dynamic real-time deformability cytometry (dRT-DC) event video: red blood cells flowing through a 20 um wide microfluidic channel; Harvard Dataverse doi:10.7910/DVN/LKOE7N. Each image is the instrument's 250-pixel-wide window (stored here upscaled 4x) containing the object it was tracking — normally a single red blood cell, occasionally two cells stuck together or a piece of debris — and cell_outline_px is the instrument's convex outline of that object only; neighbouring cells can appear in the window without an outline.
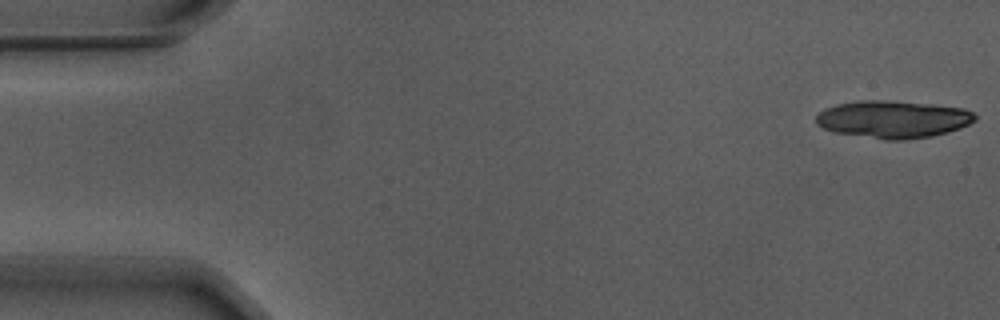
{"species": "Egyptian fruit bat (a non-hibernating species)", "species_latin": "Rousettus aegyptiacus", "temperature_condition": "warm", "stored_images_in_passage": 18, "camera_frame_rate_fps": 3000, "um_per_image_px": 0.085, "animal": {"sex": "male"}, "frame": {"image": 1, "passage_image": 1, "time_ms": 0.0, "image_size_px": [1000, 320], "cell_outline_px": [[976, 120], [960, 128], [948, 132], [932, 136], [904, 140], [888, 140], [832, 132], [816, 124], [816, 116], [820, 112], [836, 104], [860, 100], [888, 100], [932, 104], [964, 108], [972, 112], [976, 116]], "centroid_in_image_um": [75.91, 10.14], "position_along_channel_um": 9.1, "area_um2": 34.74}}